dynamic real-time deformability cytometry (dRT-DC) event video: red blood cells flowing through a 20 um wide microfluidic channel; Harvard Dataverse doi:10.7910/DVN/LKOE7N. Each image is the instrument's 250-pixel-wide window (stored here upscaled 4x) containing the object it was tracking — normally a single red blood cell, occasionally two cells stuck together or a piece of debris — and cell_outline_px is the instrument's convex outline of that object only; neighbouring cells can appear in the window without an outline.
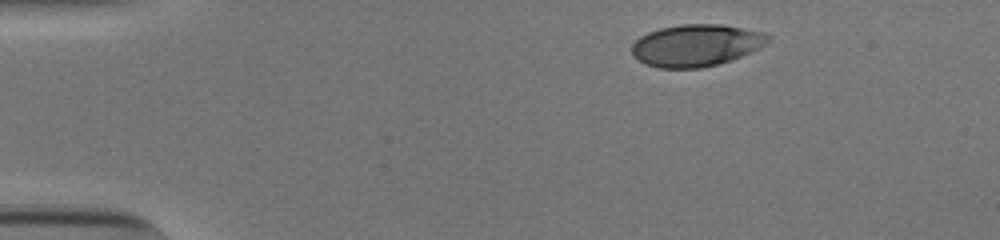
{"species": "human", "species_latin": "Homo sapiens", "temperature_condition": "cold", "stored_images_in_passage": 37, "camera_frame_rate_fps": 3000, "um_per_image_px": 0.085, "donor": {"sex": "male"}, "frame": {"image": 1, "passage_image": 1, "time_ms": 0.0, "image_size_px": [1000, 240], "cell_outline_px": [[772, 36], [760, 48], [732, 60], [700, 68], [656, 68], [644, 64], [632, 56], [632, 44], [640, 36], [648, 32], [660, 28], [680, 24], [720, 24], [764, 32]], "centroid_in_image_um": [59.14, 3.85], "position_along_channel_um": 25.9, "area_um2": 33.47}}
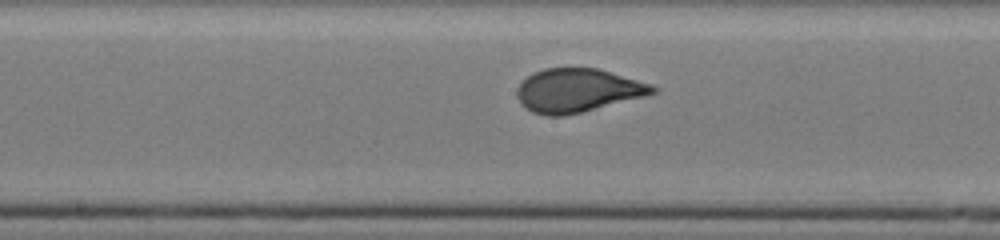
{"frame": {"image": 2, "passage_image": 21, "time_ms": 6.667, "image_size_px": [1000, 240], "cell_outline_px": [[660, 92], [564, 116], [544, 116], [532, 112], [524, 108], [520, 104], [516, 96], [516, 92], [520, 84], [532, 72], [544, 68], [596, 68], [652, 84], [660, 88]], "centroid_in_image_um": [49.08, 7.69], "position_along_channel_um": 199.1, "area_um2": 34.45}}
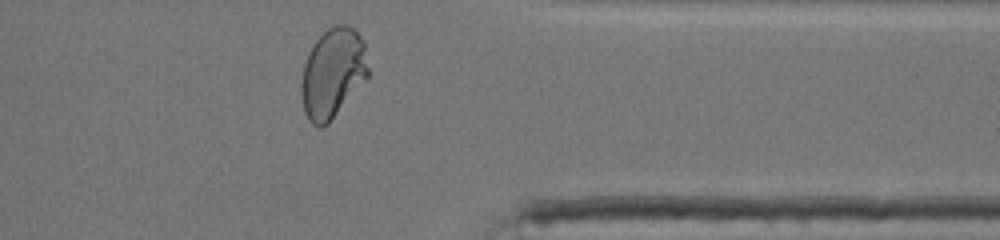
{"frame": {"image": 3, "passage_image": 36, "time_ms": 11.667, "image_size_px": [1000, 240], "cell_outline_px": [[368, 76], [328, 124], [320, 128], [312, 124], [308, 120], [304, 112], [300, 92], [300, 84], [304, 64], [308, 52], [312, 44], [332, 24], [348, 24], [364, 40], [368, 68]], "centroid_in_image_um": [28.25, 6.21], "position_along_channel_um": 383.1, "area_um2": 35.14}, "authors_computed_cell_mechanics": {"area_um2": 34.102, "velocity_mm_per_s": 3.8413, "shape_relaxation_time_tau1_ms": 5.7576, "shape_relaxation_time_tau2_ms": null, "deformation_change_tau1": 0.2136, "deformation_change_tau2": null}}